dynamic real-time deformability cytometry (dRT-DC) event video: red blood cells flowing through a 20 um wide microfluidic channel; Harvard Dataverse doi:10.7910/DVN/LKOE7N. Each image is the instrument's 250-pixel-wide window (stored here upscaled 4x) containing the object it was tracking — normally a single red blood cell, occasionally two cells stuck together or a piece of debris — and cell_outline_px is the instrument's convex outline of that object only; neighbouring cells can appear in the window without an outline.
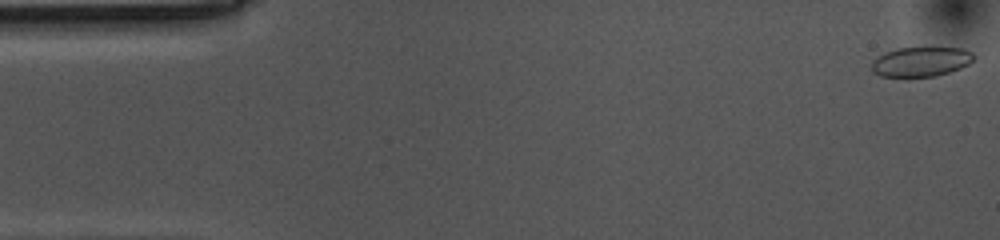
{"species": "common noctule bat (a hibernating species)", "species_latin": "Nyctalus noctula", "temperature_condition": "cold", "stored_images_in_passage": 55, "camera_frame_rate_fps": 3000, "um_per_image_px": 0.085, "animal": {"sex": "female", "body_mass_g": 10.0, "forearm_length_mm": 53.1}, "frame": {"image": 1, "passage_image": 1, "time_ms": 0.0, "image_size_px": [1000, 240], "cell_outline_px": [[976, 56], [968, 64], [960, 68], [936, 76], [880, 76], [872, 72], [872, 60], [884, 52], [896, 48], [924, 44], [936, 44], [964, 48], [972, 52]], "centroid_in_image_um": [78.31, 5.15], "position_along_channel_um": 6.7, "area_um2": 18.73}}
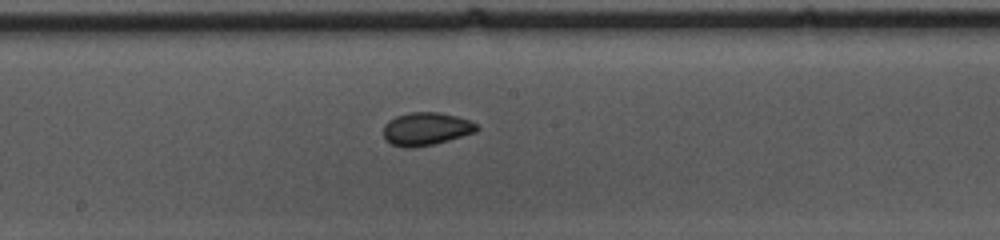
{"frame": {"image": 2, "passage_image": 28, "time_ms": 9.0, "image_size_px": [1000, 240], "cell_outline_px": [[480, 128], [476, 132], [448, 140], [432, 144], [412, 148], [404, 148], [392, 144], [384, 140], [384, 124], [388, 120], [396, 116], [408, 112], [440, 112], [456, 116], [468, 120], [476, 124]], "centroid_in_image_um": [36.19, 10.95], "position_along_channel_um": 212.0, "area_um2": 17.98}}
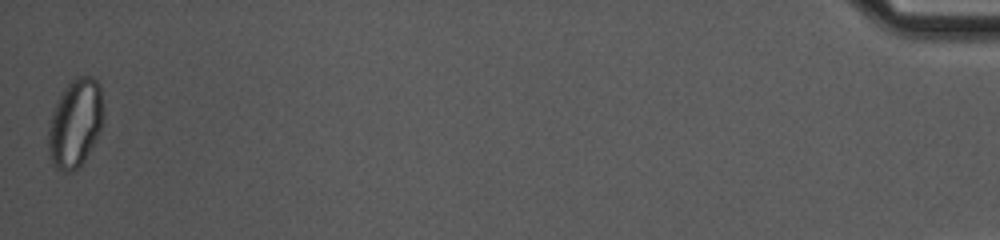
{"frame": {"image": 3, "passage_image": 55, "time_ms": 18.0, "image_size_px": [1000, 240], "cell_outline_px": [[104, 120], [84, 160], [76, 172], [64, 172], [56, 168], [52, 164], [48, 148], [48, 132], [52, 112], [64, 88], [76, 76], [92, 76], [100, 84], [104, 108]], "centroid_in_image_um": [6.4, 10.47], "position_along_channel_um": 428.8, "area_um2": 28.38}, "authors_computed_cell_mechanics": {"area_um2": 18.5538, "velocity_mm_per_s": 3.5431, "shape_relaxation_time_tau1_ms": 6.7662, "shape_relaxation_time_tau2_ms": 1.7714, "deformation_change_tau1": 0.1018, "deformation_change_tau2": 0.0469}}